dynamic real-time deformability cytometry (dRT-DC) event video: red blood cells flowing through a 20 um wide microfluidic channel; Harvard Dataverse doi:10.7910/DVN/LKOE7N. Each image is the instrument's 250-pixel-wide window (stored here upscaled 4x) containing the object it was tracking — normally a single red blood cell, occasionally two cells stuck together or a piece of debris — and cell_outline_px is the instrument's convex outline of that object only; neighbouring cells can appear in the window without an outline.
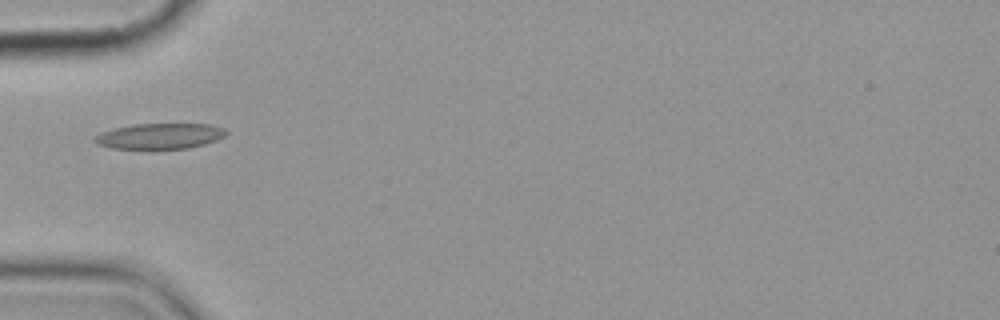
{"species": "common noctule bat (a hibernating species)", "species_latin": "Nyctalus noctula", "temperature_condition": "cold", "stored_images_in_passage": 1, "camera_frame_rate_fps": 3000, "um_per_image_px": 0.085, "animal": {"sex": "female", "body_mass_g": 19.9}, "frame": {"image": 1, "passage_image": 1, "time_ms": 0.0, "image_size_px": [1000, 320], "cell_outline_px": [[228, 132], [224, 136], [216, 140], [204, 144], [188, 148], [148, 152], [112, 148], [96, 144], [92, 140], [92, 136], [100, 132], [112, 128], [136, 124], [208, 124], [224, 128]], "centroid_in_image_um": [13.48, 11.62], "position_along_channel_um": 71.5, "area_um2": 20.69}}